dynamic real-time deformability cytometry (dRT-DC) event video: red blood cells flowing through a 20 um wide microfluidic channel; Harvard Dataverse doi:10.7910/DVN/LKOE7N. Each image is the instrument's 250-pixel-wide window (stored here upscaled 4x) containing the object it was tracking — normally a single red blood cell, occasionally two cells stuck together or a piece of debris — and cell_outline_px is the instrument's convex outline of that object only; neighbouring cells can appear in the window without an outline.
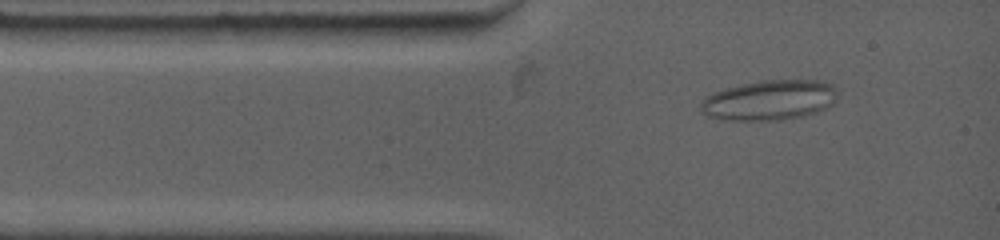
{"species": "common noctule bat (a hibernating species)", "species_latin": "Nyctalus noctula", "temperature_condition": "warm", "stored_images_in_passage": 50, "camera_frame_rate_fps": 4500, "um_per_image_px": 0.085, "animal": {"sex": "female", "body_mass_g": 19.0, "forearm_length_mm": 53.3}, "frame": {"image": 1, "passage_image": 4, "time_ms": 0.889, "image_size_px": [1000, 240], "cell_outline_px": [[836, 100], [828, 108], [804, 116], [780, 120], [724, 120], [708, 116], [700, 108], [700, 104], [704, 96], [712, 92], [740, 84], [764, 80], [816, 80], [832, 84], [836, 88]], "centroid_in_image_um": [65.4, 8.51], "position_along_channel_um": 19.6, "area_um2": 32.19}}
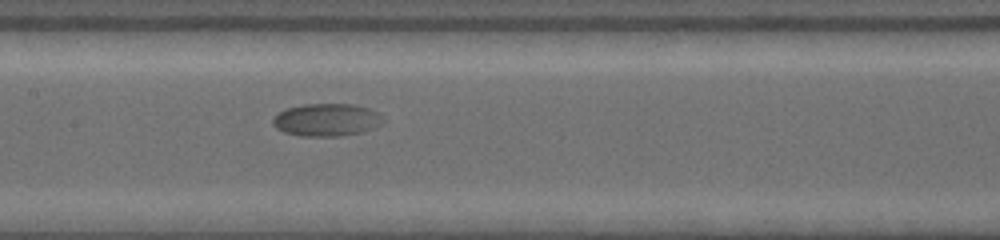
{"frame": {"image": 2, "passage_image": 23, "time_ms": 6.0, "image_size_px": [1000, 240], "cell_outline_px": [[388, 120], [384, 124], [376, 128], [364, 132], [340, 136], [300, 136], [284, 132], [276, 128], [272, 124], [272, 116], [284, 108], [304, 104], [352, 104], [372, 108], [380, 112]], "centroid_in_image_um": [27.84, 10.18], "position_along_channel_um": 179.6, "area_um2": 21.79}}
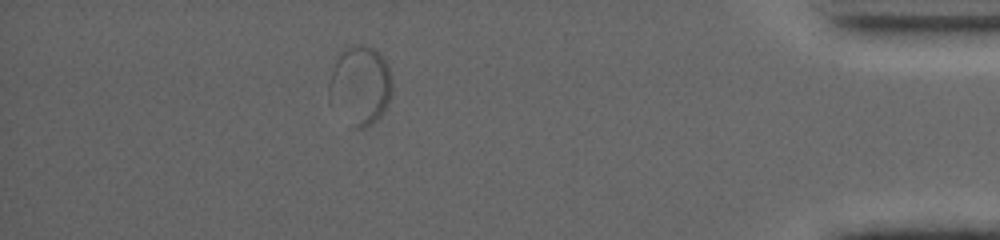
{"frame": {"image": 3, "passage_image": 44, "time_ms": 14.222, "image_size_px": [1000, 240], "cell_outline_px": [[392, 96], [384, 112], [372, 124], [364, 128], [356, 128], [328, 100], [328, 84], [332, 68], [340, 52], [352, 44], [364, 44], [380, 52], [384, 56], [388, 64], [392, 76]], "centroid_in_image_um": [30.64, 7.21], "position_along_channel_um": 404.6, "area_um2": 29.48}}